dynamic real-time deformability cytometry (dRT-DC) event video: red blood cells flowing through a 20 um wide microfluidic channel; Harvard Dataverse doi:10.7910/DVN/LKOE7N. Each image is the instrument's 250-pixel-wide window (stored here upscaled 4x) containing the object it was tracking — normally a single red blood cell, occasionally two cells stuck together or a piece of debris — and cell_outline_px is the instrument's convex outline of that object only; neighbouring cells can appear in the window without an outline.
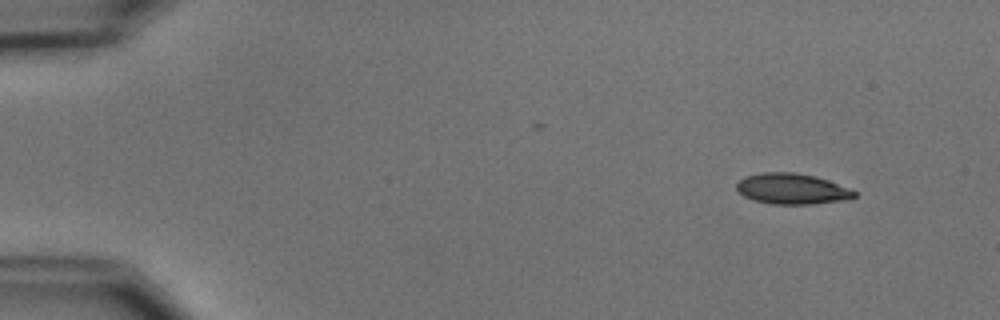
{"species": "common noctule bat (a hibernating species)", "species_latin": "Nyctalus noctula", "temperature_condition": "cold", "stored_images_in_passage": 3, "camera_frame_rate_fps": 3000, "um_per_image_px": 0.085, "animal": {"sex": "male", "body_mass_g": 15.6}, "frame": {"image": 1, "passage_image": 3, "time_ms": 3.333, "image_size_px": [1000, 320], "cell_outline_px": [[856, 196], [848, 200], [812, 204], [772, 204], [752, 200], [736, 192], [736, 184], [744, 176], [764, 172], [792, 172], [816, 176], [828, 180], [848, 188], [856, 192]], "centroid_in_image_um": [67.29, 16.05], "position_along_channel_um": 17.7, "area_um2": 21.27}}